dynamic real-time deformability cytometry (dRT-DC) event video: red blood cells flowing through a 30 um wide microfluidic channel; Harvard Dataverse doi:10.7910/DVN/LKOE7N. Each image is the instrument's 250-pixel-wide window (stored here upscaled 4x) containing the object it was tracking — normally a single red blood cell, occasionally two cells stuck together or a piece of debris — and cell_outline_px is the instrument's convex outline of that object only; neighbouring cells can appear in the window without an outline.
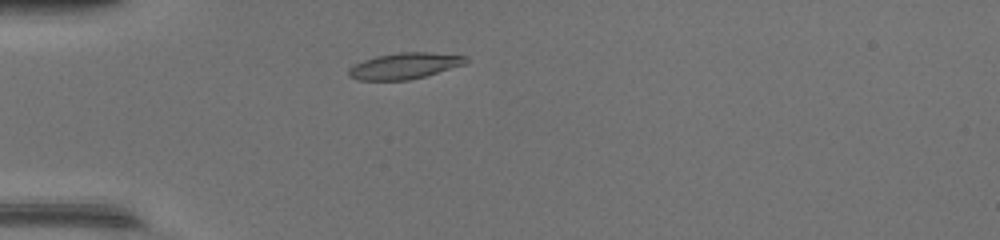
{"species": "common noctule bat (a hibernating species)", "species_latin": "Nyctalus noctula", "temperature_condition": "warm", "stored_images_in_passage": 35, "camera_frame_rate_fps": 3000, "um_per_image_px": 0.085, "animal": {"sex": "female", "body_mass_g": 17.0, "forearm_length_mm": 48.0}, "frame": {"image": 1, "passage_image": 1, "time_ms": 0.0, "image_size_px": [1000, 240], "cell_outline_px": [[468, 60], [464, 64], [424, 76], [408, 80], [356, 80], [348, 76], [348, 68], [364, 60], [376, 56], [400, 52], [428, 52], [468, 56]], "centroid_in_image_um": [34.36, 5.6], "position_along_channel_um": 50.6, "area_um2": 17.69}}
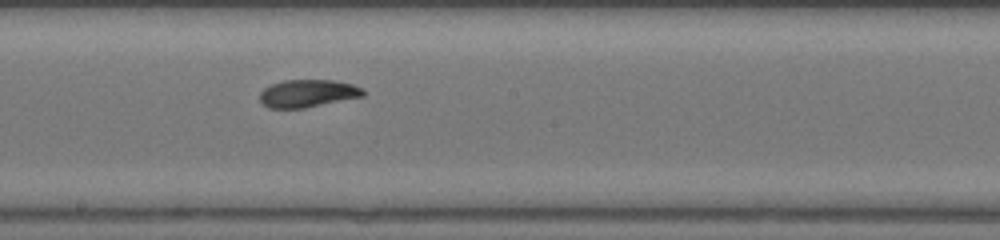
{"frame": {"image": 2, "passage_image": 14, "time_ms": 4.333, "image_size_px": [1000, 240], "cell_outline_px": [[364, 96], [304, 108], [268, 108], [260, 104], [260, 92], [264, 88], [272, 84], [284, 80], [332, 80], [352, 84], [364, 88]], "centroid_in_image_um": [26.14, 7.94], "position_along_channel_um": 222.1, "area_um2": 16.7}}
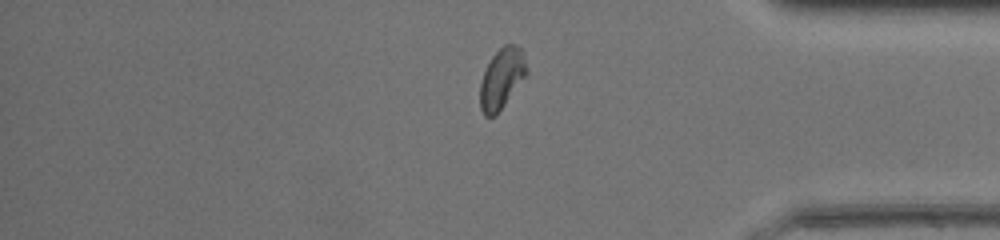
{"frame": {"image": 3, "passage_image": 27, "time_ms": 8.667, "image_size_px": [1000, 240], "cell_outline_px": [[528, 72], [496, 116], [484, 116], [480, 108], [480, 84], [484, 72], [492, 56], [504, 44], [516, 44], [524, 52]], "centroid_in_image_um": [42.65, 6.66], "position_along_channel_um": 392.5, "area_um2": 16.36}, "authors_computed_cell_mechanics": {"area_um2": 16.9932, "velocity_mm_per_s": 4.3679, "shape_relaxation_time_tau1_ms": 4.3929, "shape_relaxation_time_tau2_ms": 1.9749, "deformation_change_tau1": 0.1758, "deformation_change_tau2": 0.0646}}